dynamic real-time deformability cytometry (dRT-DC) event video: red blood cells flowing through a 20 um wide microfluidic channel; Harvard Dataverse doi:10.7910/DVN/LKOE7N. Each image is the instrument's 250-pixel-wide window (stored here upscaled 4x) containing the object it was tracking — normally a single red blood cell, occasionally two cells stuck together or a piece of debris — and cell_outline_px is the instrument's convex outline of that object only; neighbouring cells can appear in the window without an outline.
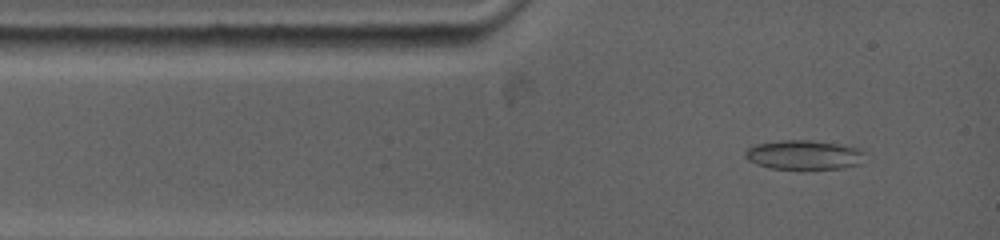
{"species": "common noctule bat (a hibernating species)", "species_latin": "Nyctalus noctula", "temperature_condition": "warm", "stored_images_in_passage": 2, "camera_frame_rate_fps": 5000, "um_per_image_px": 0.085, "animal": {"sex": "female", "body_mass_g": 19.0, "forearm_length_mm": 53.3}, "frame": {"image": 1, "passage_image": 1, "time_ms": 0.0, "image_size_px": [1000, 240], "cell_outline_px": [[864, 152], [860, 164], [844, 168], [772, 168], [756, 164], [748, 160], [744, 156], [744, 152], [748, 148], [756, 144], [780, 140], [812, 140], [836, 144], [856, 148]], "centroid_in_image_um": [68.28, 13.15], "position_along_channel_um": 16.7, "area_um2": 20.11}}